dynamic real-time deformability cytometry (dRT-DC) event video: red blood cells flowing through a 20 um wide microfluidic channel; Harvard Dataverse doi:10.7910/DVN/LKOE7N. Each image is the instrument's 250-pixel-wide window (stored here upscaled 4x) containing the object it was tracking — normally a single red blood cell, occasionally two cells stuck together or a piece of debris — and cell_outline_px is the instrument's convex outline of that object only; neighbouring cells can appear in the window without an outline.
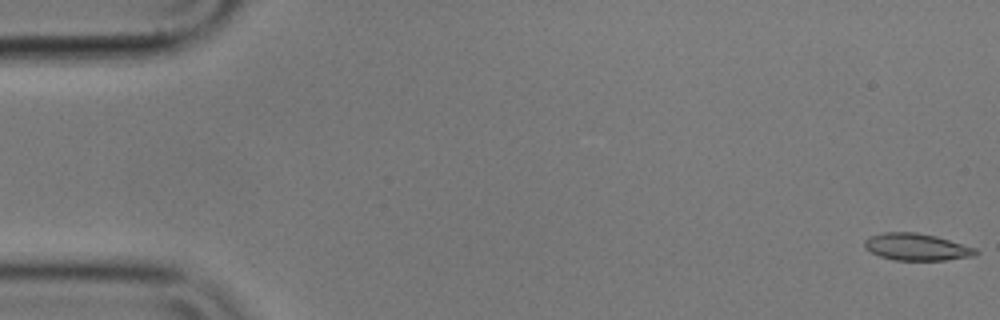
{"species": "common noctule bat (a hibernating species)", "species_latin": "Nyctalus noctula", "temperature_condition": "cold", "stored_images_in_passage": 56, "camera_frame_rate_fps": 3000, "um_per_image_px": 0.085, "animal": {"sex": "male", "body_mass_g": 17.9}, "frame": {"image": 1, "passage_image": 1, "time_ms": 0.0, "image_size_px": [1000, 320], "cell_outline_px": [[980, 252], [972, 256], [944, 260], [892, 260], [880, 256], [864, 248], [864, 240], [872, 236], [884, 232], [916, 232], [936, 236], [976, 248]], "centroid_in_image_um": [77.9, 20.99], "position_along_channel_um": 7.1, "area_um2": 17.4}}
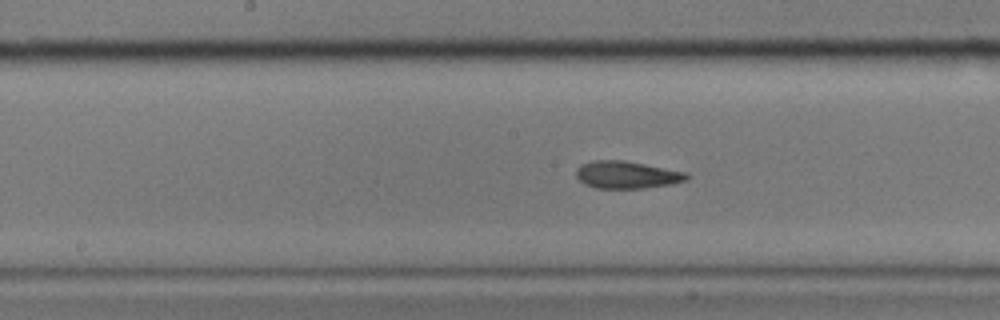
{"frame": {"image": 2, "passage_image": 28, "time_ms": 9.0, "image_size_px": [1000, 320], "cell_outline_px": [[688, 180], [672, 184], [644, 188], [596, 188], [584, 184], [576, 176], [576, 168], [580, 164], [592, 160], [624, 160], [688, 172]], "centroid_in_image_um": [53.28, 14.85], "position_along_channel_um": 194.9, "area_um2": 17.8}}
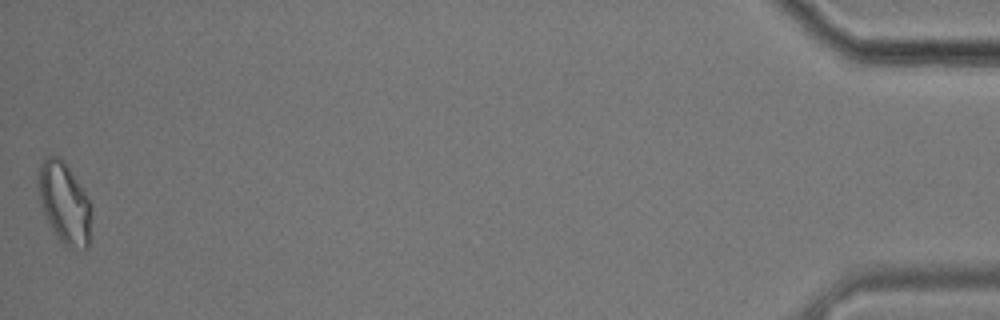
{"frame": {"image": 3, "passage_image": 56, "time_ms": 18.333, "image_size_px": [1000, 320], "cell_outline_px": [[92, 216], [88, 248], [68, 248], [56, 236], [48, 224], [40, 204], [36, 184], [40, 168], [44, 156], [56, 156], [64, 160], [88, 196], [92, 204]], "centroid_in_image_um": [5.48, 17.26], "position_along_channel_um": 429.7, "area_um2": 25.72}, "authors_computed_cell_mechanics": {"area_um2": 17.7735, "velocity_mm_per_s": 3.5329, "shape_relaxation_time_tau1_ms": 5.121, "shape_relaxation_time_tau2_ms": 5.6009, "deformation_change_tau1": 0.1509, "deformation_change_tau2": 0.0994}}